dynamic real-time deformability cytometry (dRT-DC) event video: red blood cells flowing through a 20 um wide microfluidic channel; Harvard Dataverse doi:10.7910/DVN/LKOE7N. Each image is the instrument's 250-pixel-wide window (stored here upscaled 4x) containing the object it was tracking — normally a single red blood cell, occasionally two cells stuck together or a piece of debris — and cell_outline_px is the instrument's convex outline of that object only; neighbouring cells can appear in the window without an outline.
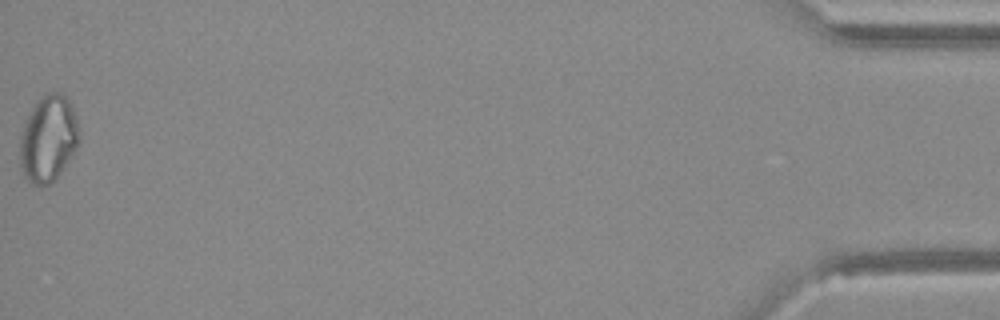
{"species": "Egyptian fruit bat (a non-hibernating species)", "species_latin": "Rousettus aegyptiacus", "temperature_condition": "warm", "stored_images_in_passage": 35, "camera_frame_rate_fps": 3000, "um_per_image_px": 0.085, "animal": {"sex": "female"}, "frame": {"image": 1, "passage_image": 35, "time_ms": 11.333, "image_size_px": [1000, 320], "cell_outline_px": [[80, 132], [76, 144], [72, 152], [56, 176], [48, 184], [32, 184], [24, 176], [20, 164], [20, 136], [24, 124], [32, 108], [48, 92], [60, 92], [72, 104], [76, 116]], "centroid_in_image_um": [4.08, 11.75], "position_along_channel_um": 431.1, "area_um2": 28.96}}